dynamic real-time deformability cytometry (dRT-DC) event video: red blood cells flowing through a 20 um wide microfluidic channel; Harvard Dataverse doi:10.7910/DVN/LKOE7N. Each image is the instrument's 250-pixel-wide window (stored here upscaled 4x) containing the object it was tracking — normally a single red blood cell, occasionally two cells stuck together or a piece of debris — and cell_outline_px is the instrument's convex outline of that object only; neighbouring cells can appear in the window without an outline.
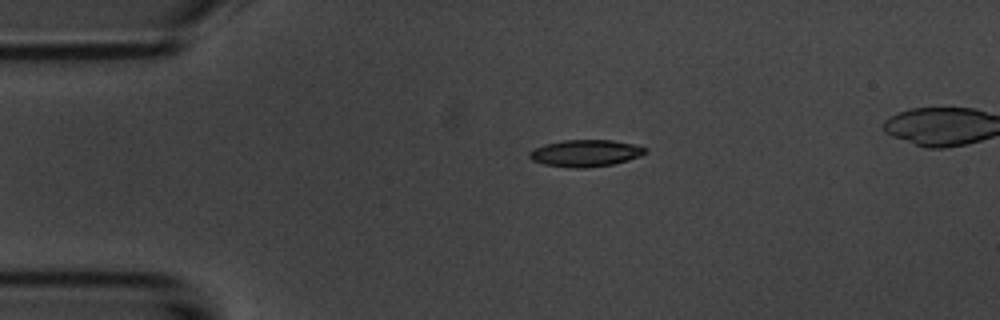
{"species": "common noctule bat (a hibernating species)", "species_latin": "Nyctalus noctula", "temperature_condition": "room temperature", "stored_images_in_passage": 4, "camera_frame_rate_fps": 3000, "um_per_image_px": 0.085, "animal": {"sex": "male", "body_mass_g": 20.1, "forearm_length_mm": 53.5}, "frame": {"image": 1, "passage_image": 2, "time_ms": 1.333, "image_size_px": [1000, 320], "cell_outline_px": [[648, 152], [640, 156], [628, 160], [612, 164], [584, 168], [568, 168], [544, 164], [532, 160], [528, 156], [528, 152], [544, 144], [564, 140], [612, 140], [636, 144], [648, 148]], "centroid_in_image_um": [49.79, 13.02], "position_along_channel_um": 35.2, "area_um2": 18.26}}